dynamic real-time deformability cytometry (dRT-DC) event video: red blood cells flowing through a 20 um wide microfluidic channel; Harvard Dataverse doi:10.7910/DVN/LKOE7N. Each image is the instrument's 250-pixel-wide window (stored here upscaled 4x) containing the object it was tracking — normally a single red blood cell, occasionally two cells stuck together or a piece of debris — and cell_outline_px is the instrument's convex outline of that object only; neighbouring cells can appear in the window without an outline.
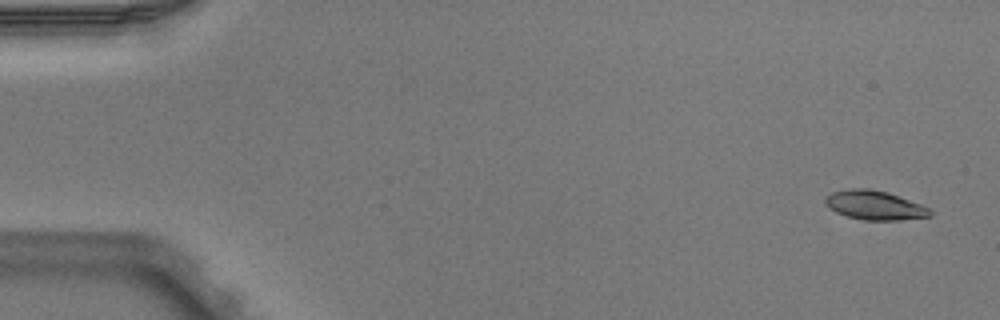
{"species": "Egyptian fruit bat (a non-hibernating species)", "species_latin": "Rousettus aegyptiacus", "temperature_condition": "warm", "stored_images_in_passage": 6, "camera_frame_rate_fps": 3000, "um_per_image_px": 0.085, "animal": {"sex": "male"}, "frame": {"image": 1, "passage_image": 1, "time_ms": 0.0, "image_size_px": [1000, 320], "cell_outline_px": [[932, 216], [896, 220], [864, 220], [848, 216], [836, 212], [828, 208], [824, 204], [824, 200], [832, 192], [848, 188], [868, 188], [888, 192], [920, 204], [928, 208], [932, 212]], "centroid_in_image_um": [74.31, 17.43], "position_along_channel_um": 10.7, "area_um2": 17.74}}
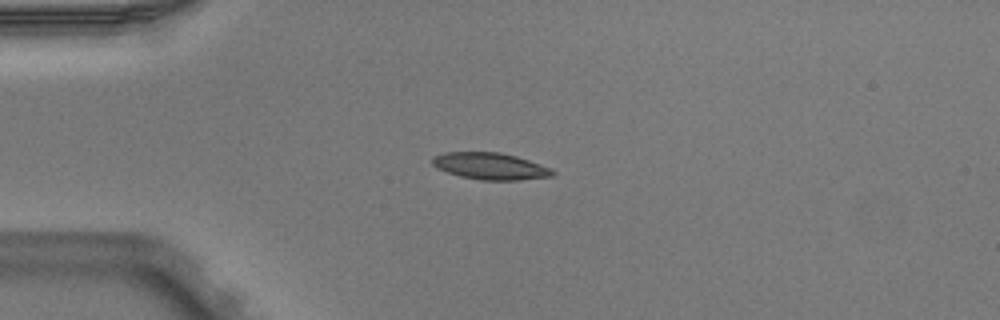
{"frame": {"image": 2, "passage_image": 4, "time_ms": 1.0, "image_size_px": [1000, 320], "cell_outline_px": [[556, 172], [552, 176], [516, 180], [480, 180], [460, 176], [436, 168], [432, 164], [432, 156], [444, 152], [500, 152], [516, 156], [552, 168]], "centroid_in_image_um": [41.66, 14.12], "position_along_channel_um": 43.3, "area_um2": 18.79}}
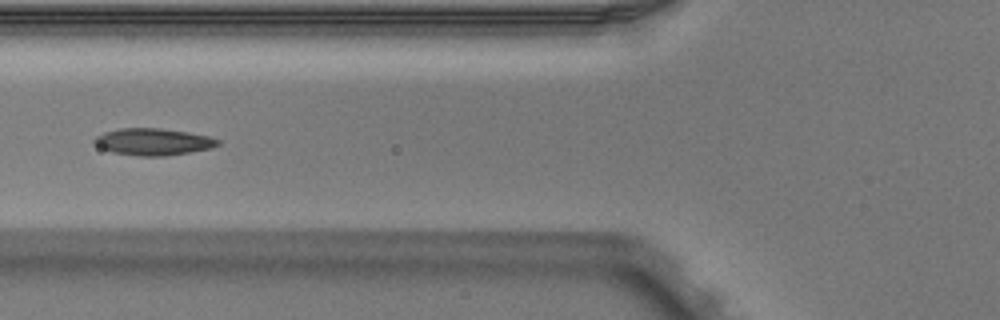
{"frame": {"image": 3, "passage_image": 6, "time_ms": 1.667, "image_size_px": [1000, 320], "cell_outline_px": [[220, 144], [212, 148], [164, 156], [140, 156], [112, 152], [100, 148], [92, 140], [96, 136], [104, 132], [120, 128], [160, 128], [188, 132], [208, 136], [220, 140]], "centroid_in_image_um": [13.01, 12.05], "position_along_channel_um": 112.8, "area_um2": 19.31}}